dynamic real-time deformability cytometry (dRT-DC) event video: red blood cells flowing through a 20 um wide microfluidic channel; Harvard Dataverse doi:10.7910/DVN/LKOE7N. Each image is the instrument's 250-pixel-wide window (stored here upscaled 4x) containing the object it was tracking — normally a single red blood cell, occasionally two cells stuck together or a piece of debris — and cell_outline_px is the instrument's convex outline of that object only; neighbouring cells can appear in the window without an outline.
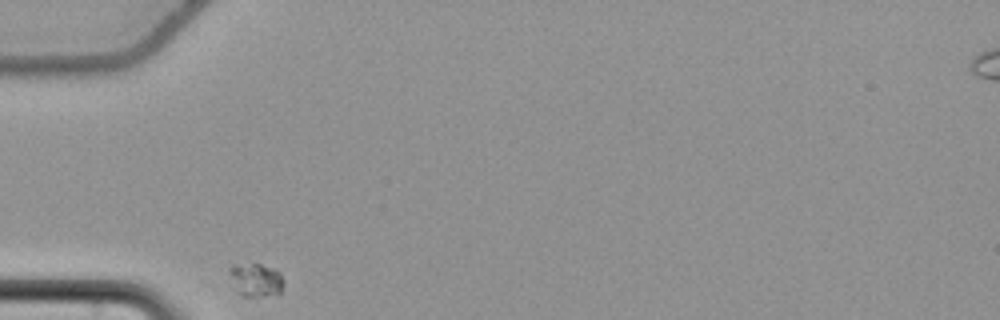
{"species": "common noctule bat (a hibernating species)", "species_latin": "Nyctalus noctula", "temperature_condition": "cold", "stored_images_in_passage": 30, "camera_frame_rate_fps": 3000, "um_per_image_px": 0.085, "animal": {"sex": "female", "body_mass_g": 22.7, "forearm_length_mm": 54.2}, "frame": {"image": 1, "passage_image": 1, "time_ms": 0.0, "image_size_px": [1000, 320], "cell_outline_px": [[280, 296], [240, 296], [236, 292], [228, 272], [228, 268], [232, 264], [260, 264], [276, 268], [280, 272]], "centroid_in_image_um": [21.69, 23.79], "position_along_channel_um": 63.3, "area_um2": 10.69}}